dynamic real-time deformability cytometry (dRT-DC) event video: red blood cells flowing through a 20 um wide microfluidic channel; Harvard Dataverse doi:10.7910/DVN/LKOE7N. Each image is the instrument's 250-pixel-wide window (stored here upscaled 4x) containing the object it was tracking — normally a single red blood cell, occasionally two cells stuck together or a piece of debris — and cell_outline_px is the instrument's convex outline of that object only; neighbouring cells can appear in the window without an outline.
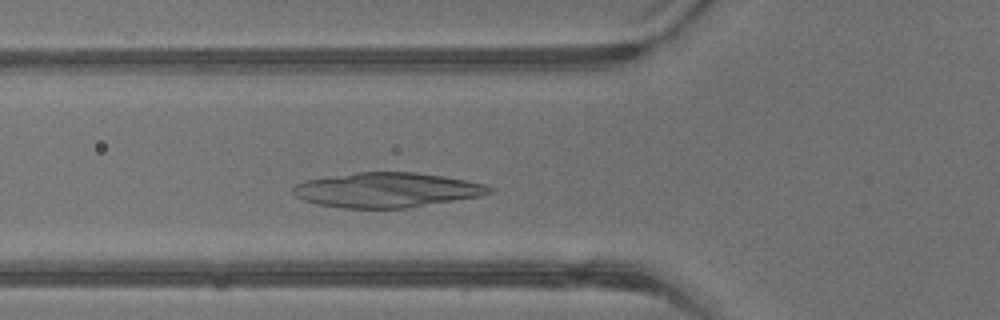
{"species": "common noctule bat (a hibernating species)", "species_latin": "Nyctalus noctula", "temperature_condition": "warm", "stored_images_in_passage": 30, "camera_frame_rate_fps": 3000, "um_per_image_px": 0.085, "animal": {"sex": "male", "body_mass_g": 13.3}, "frame": {"image": 1, "passage_image": 10, "time_ms": 3.0, "image_size_px": [1000, 320], "cell_outline_px": [[492, 192], [480, 196], [404, 208], [340, 208], [316, 204], [304, 200], [296, 196], [292, 192], [292, 188], [296, 184], [304, 180], [356, 172], [416, 172], [444, 176], [484, 184], [492, 188]], "centroid_in_image_um": [32.82, 16.14], "position_along_channel_um": 93.0, "area_um2": 39.65}}
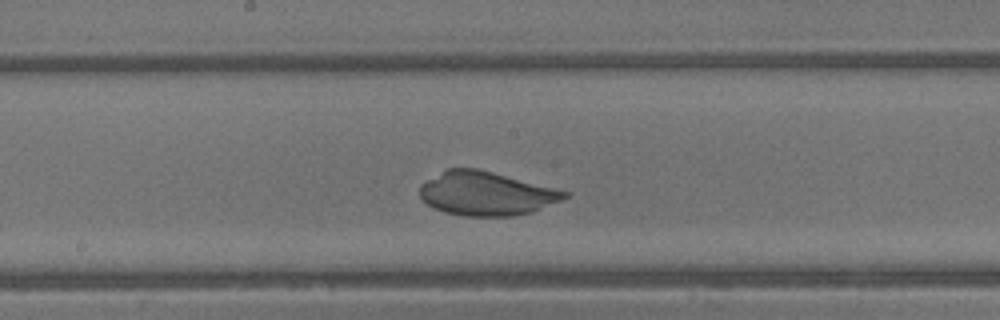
{"frame": {"image": 2, "passage_image": 17, "time_ms": 5.333, "image_size_px": [1000, 320], "cell_outline_px": [[572, 192], [568, 196], [560, 200], [532, 212], [512, 216], [464, 216], [444, 212], [432, 208], [420, 196], [420, 184], [448, 168], [476, 168]], "centroid_in_image_um": [41.32, 16.45], "position_along_channel_um": 206.9, "area_um2": 36.76}}
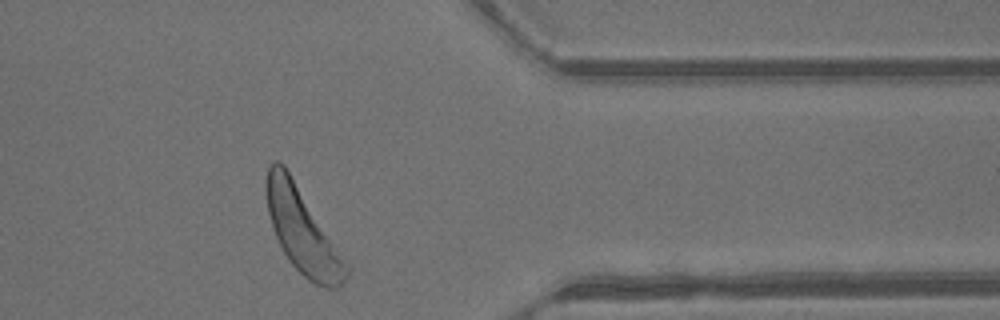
{"frame": {"image": 3, "passage_image": 29, "time_ms": 9.333, "image_size_px": [1000, 320], "cell_outline_px": [[352, 268], [348, 276], [340, 288], [324, 288], [308, 280], [288, 260], [276, 236], [268, 212], [264, 192], [264, 184], [268, 168], [276, 160], [280, 160], [284, 164], [352, 264]], "centroid_in_image_um": [25.79, 19.64], "position_along_channel_um": 385.6, "area_um2": 40.58}}